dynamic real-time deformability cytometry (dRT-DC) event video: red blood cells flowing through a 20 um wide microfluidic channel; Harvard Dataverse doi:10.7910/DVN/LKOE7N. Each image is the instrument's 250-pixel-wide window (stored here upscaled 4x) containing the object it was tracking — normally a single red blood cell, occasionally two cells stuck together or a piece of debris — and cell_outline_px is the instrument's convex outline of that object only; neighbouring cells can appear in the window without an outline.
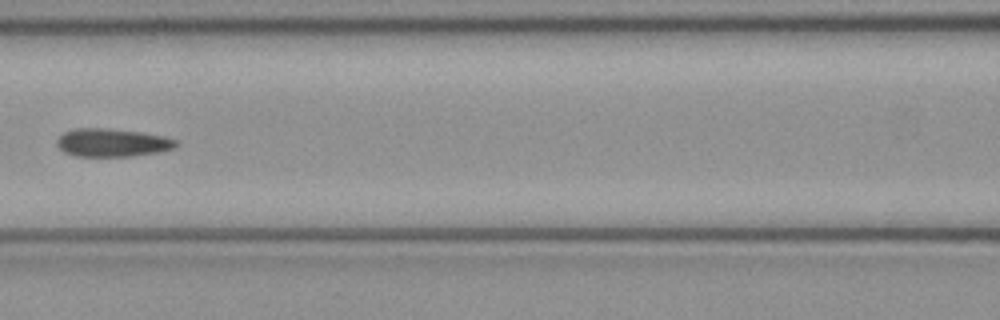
{"species": "common noctule bat (a hibernating species)", "species_latin": "Nyctalus noctula", "temperature_condition": "cold", "stored_images_in_passage": 7, "camera_frame_rate_fps": 3000, "um_per_image_px": 0.085, "animal": {"sex": "female", "body_mass_g": 21.9}, "frame": {"image": 1, "passage_image": 7, "time_ms": 2.0, "image_size_px": [1000, 320], "cell_outline_px": [[180, 144], [176, 148], [160, 152], [132, 156], [76, 156], [64, 152], [56, 144], [56, 140], [64, 132], [76, 128], [108, 128], [140, 132], [164, 136], [176, 140]], "centroid_in_image_um": [9.57, 12.12], "position_along_channel_um": 157.0, "area_um2": 19.65}}